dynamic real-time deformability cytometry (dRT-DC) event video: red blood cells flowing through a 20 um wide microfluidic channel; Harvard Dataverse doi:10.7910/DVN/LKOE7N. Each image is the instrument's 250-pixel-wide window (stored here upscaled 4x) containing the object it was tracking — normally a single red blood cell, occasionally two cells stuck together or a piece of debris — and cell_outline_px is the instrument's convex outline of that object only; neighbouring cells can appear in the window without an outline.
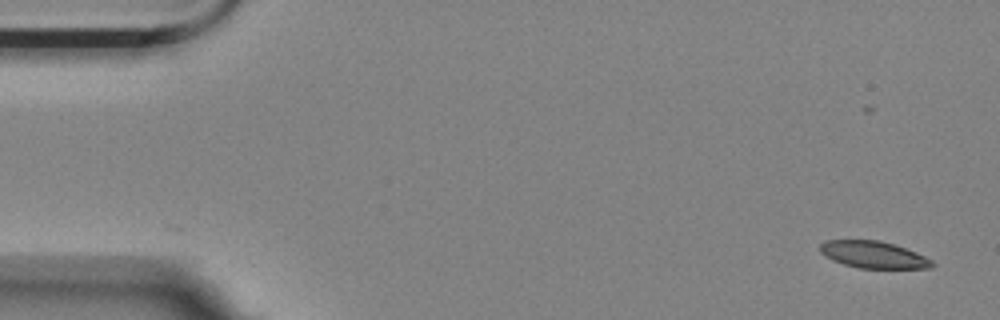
{"species": "Egyptian fruit bat (a non-hibernating species)", "species_latin": "Rousettus aegyptiacus", "temperature_condition": "room temperature", "stored_images_in_passage": 6, "camera_frame_rate_fps": 3000, "um_per_image_px": 0.085, "animal": {"sex": "female"}, "frame": {"image": 1, "passage_image": 1, "time_ms": 0.0, "image_size_px": [1000, 320], "cell_outline_px": [[936, 264], [932, 268], [860, 268], [844, 264], [832, 260], [824, 256], [820, 252], [820, 244], [828, 240], [880, 240], [916, 252], [932, 260]], "centroid_in_image_um": [74.24, 21.65], "position_along_channel_um": 10.8, "area_um2": 17.51}}